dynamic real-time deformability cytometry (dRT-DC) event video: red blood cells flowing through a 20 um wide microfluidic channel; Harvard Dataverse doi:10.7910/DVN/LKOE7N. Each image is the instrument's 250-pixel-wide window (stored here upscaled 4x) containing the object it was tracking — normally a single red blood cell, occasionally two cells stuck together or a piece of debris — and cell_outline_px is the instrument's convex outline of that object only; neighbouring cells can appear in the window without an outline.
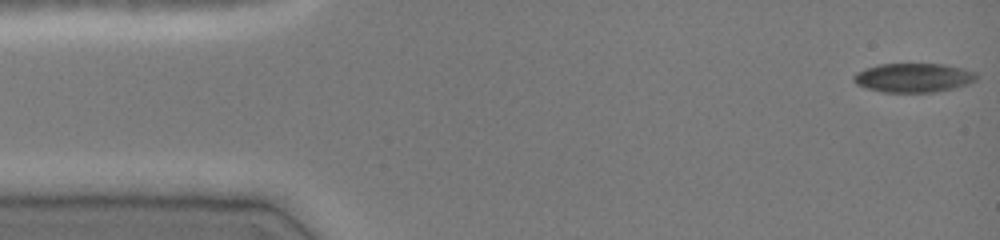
{"species": "common noctule bat (a hibernating species)", "species_latin": "Nyctalus noctula", "temperature_condition": "cold", "stored_images_in_passage": 47, "camera_frame_rate_fps": 3000, "um_per_image_px": 0.085, "animal": {"sex": "female", "body_mass_g": 19.0, "forearm_length_mm": 51.5}, "frame": {"image": 1, "passage_image": 1, "time_ms": 0.0, "image_size_px": [1000, 240], "cell_outline_px": [[976, 80], [968, 84], [936, 92], [884, 92], [868, 88], [856, 84], [852, 80], [852, 76], [856, 72], [864, 68], [880, 64], [944, 64], [976, 72]], "centroid_in_image_um": [77.61, 6.6], "position_along_channel_um": 7.4, "area_um2": 20.75}}
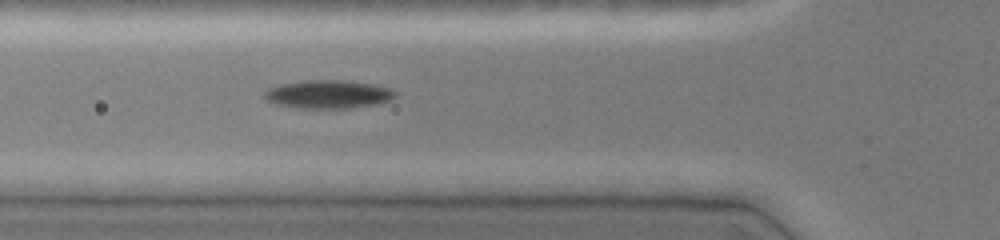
{"frame": {"image": 2, "passage_image": 16, "time_ms": 5.0, "image_size_px": [1000, 240], "cell_outline_px": [[396, 96], [392, 100], [376, 104], [352, 108], [296, 108], [276, 104], [268, 100], [264, 96], [264, 92], [268, 88], [284, 84], [304, 80], [344, 80], [372, 84], [388, 88], [396, 92]], "centroid_in_image_um": [27.92, 8.02], "position_along_channel_um": 97.9, "area_um2": 21.5}}
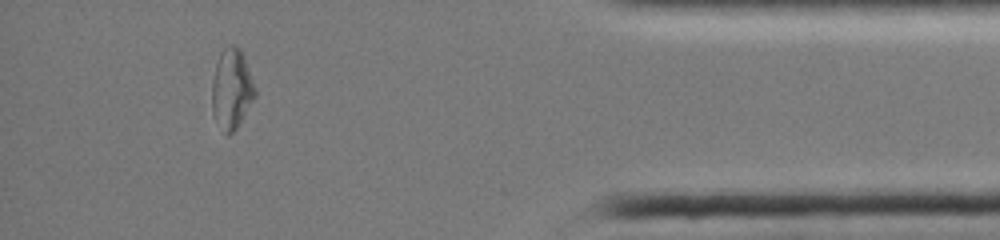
{"frame": {"image": 3, "passage_image": 42, "time_ms": 13.667, "image_size_px": [1000, 240], "cell_outline_px": [[256, 96], [236, 128], [228, 136], [216, 120], [212, 112], [212, 80], [216, 64], [220, 52], [224, 48], [232, 44], [236, 44], [240, 48], [244, 56], [256, 88]], "centroid_in_image_um": [19.7, 7.52], "position_along_channel_um": 415.5, "area_um2": 20.06}}